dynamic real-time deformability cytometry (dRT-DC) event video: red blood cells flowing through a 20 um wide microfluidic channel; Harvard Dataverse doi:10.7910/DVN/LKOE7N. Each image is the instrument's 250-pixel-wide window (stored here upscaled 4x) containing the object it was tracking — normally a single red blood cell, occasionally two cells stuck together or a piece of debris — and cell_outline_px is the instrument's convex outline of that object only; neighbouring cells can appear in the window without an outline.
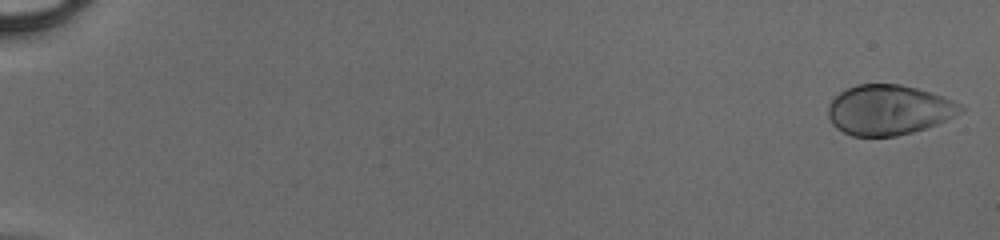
{"species": "human", "species_latin": "Homo sapiens", "temperature_condition": "cold", "stored_images_in_passage": 50, "camera_frame_rate_fps": 3000, "um_per_image_px": 0.085, "donor": {"sex": "male"}, "frame": {"image": 1, "passage_image": 1, "time_ms": 0.0, "image_size_px": [1000, 240], "cell_outline_px": [[964, 112], [936, 124], [912, 132], [896, 136], [852, 136], [836, 128], [832, 124], [828, 116], [828, 104], [840, 92], [856, 84], [900, 84], [916, 88], [940, 96], [964, 108]], "centroid_in_image_um": [75.49, 9.35], "position_along_channel_um": 9.5, "area_um2": 38.21}}
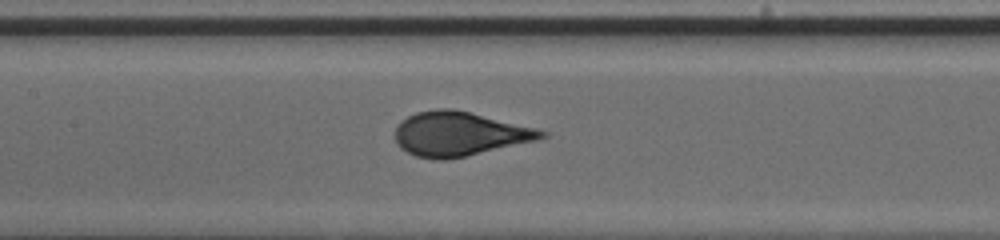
{"frame": {"image": 2, "passage_image": 26, "time_ms": 8.333, "image_size_px": [1000, 240], "cell_outline_px": [[548, 136], [536, 140], [464, 156], [444, 160], [440, 160], [416, 156], [400, 148], [396, 144], [396, 128], [408, 116], [416, 112], [436, 108], [452, 108], [536, 128], [548, 132]], "centroid_in_image_um": [39.03, 11.37], "position_along_channel_um": 168.4, "area_um2": 37.17}}
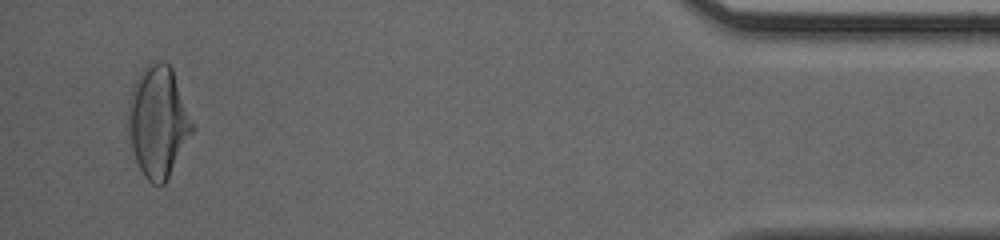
{"frame": {"image": 3, "passage_image": 48, "time_ms": 15.667, "image_size_px": [1000, 240], "cell_outline_px": [[196, 128], [164, 184], [152, 184], [144, 176], [136, 160], [132, 148], [128, 124], [128, 100], [132, 88], [140, 72], [152, 60], [164, 60], [172, 68], [196, 124]], "centroid_in_image_um": [13.48, 10.3], "position_along_channel_um": 421.7, "area_um2": 41.91}}